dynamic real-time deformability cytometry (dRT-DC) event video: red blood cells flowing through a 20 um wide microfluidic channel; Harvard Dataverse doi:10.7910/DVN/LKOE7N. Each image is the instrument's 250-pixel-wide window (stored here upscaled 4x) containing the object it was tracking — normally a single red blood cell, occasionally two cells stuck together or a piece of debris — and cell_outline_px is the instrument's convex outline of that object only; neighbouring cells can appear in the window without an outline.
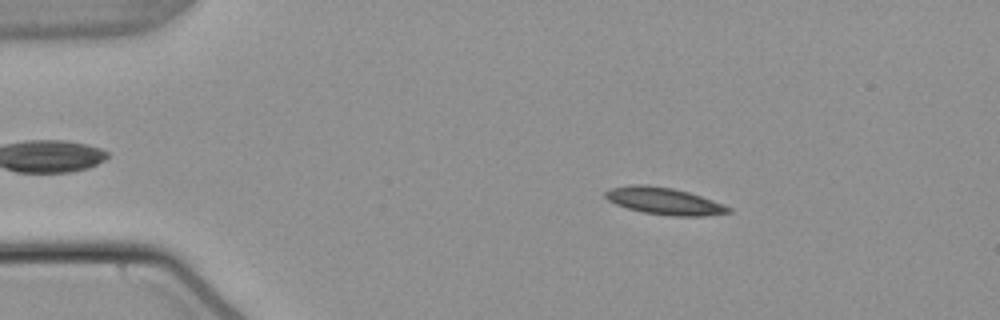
{"species": "common noctule bat (a hibernating species)", "species_latin": "Nyctalus noctula", "temperature_condition": "warm", "stored_images_in_passage": 53, "camera_frame_rate_fps": 3000, "um_per_image_px": 0.085, "animal": {"sex": "male", "body_mass_g": 21.5, "forearm_length_mm": 52.0}, "frame": {"image": 1, "passage_image": 9, "time_ms": 2.667, "image_size_px": [1000, 320], "cell_outline_px": [[732, 212], [704, 216], [672, 216], [644, 212], [628, 208], [616, 204], [608, 200], [604, 196], [604, 192], [608, 188], [628, 184], [644, 184], [672, 188], [688, 192], [724, 204], [732, 208]], "centroid_in_image_um": [56.43, 17.08], "position_along_channel_um": 28.6, "area_um2": 19.42}}
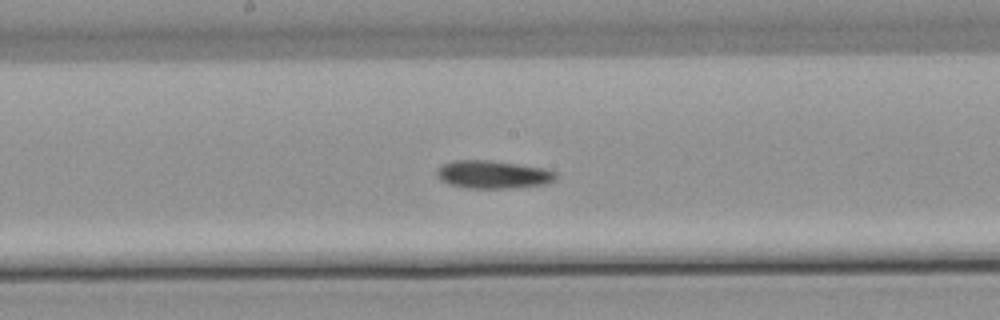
{"frame": {"image": 2, "passage_image": 28, "time_ms": 9.0, "image_size_px": [1000, 320], "cell_outline_px": [[556, 180], [548, 184], [508, 188], [468, 188], [448, 184], [440, 180], [436, 176], [436, 168], [440, 164], [452, 160], [492, 160], [544, 168], [556, 172]], "centroid_in_image_um": [41.86, 14.82], "position_along_channel_um": 206.3, "area_um2": 19.71}}
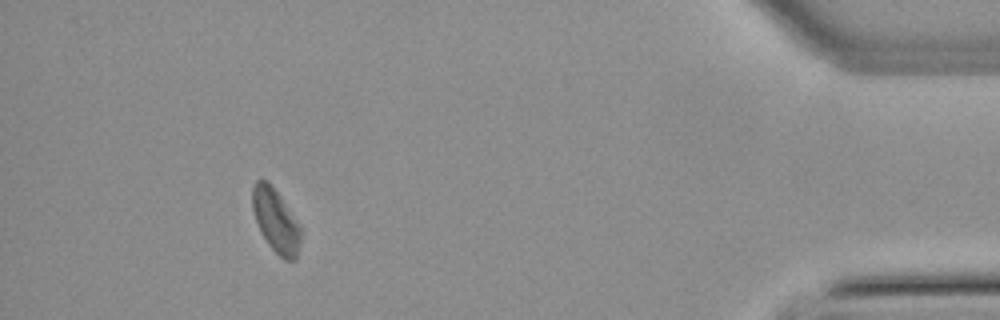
{"frame": {"image": 3, "passage_image": 49, "time_ms": 16.0, "image_size_px": [1000, 320], "cell_outline_px": [[300, 244], [296, 260], [284, 260], [268, 244], [260, 232], [252, 208], [252, 188], [256, 180], [268, 180], [280, 196], [300, 224]], "centroid_in_image_um": [23.44, 18.75], "position_along_channel_um": 411.8, "area_um2": 17.86}, "authors_computed_cell_mechanics": {"area_um2": 18.8428, "velocity_mm_per_s": 3.7938, "shape_relaxation_time_tau1_ms": null, "shape_relaxation_time_tau2_ms": 7.3835, "deformation_change_tau1": null, "deformation_change_tau2": 0.1452}}